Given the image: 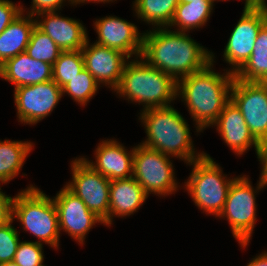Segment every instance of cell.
Listing matches in <instances>:
<instances>
[{"label": "cell", "instance_id": "cell-23", "mask_svg": "<svg viewBox=\"0 0 267 266\" xmlns=\"http://www.w3.org/2000/svg\"><path fill=\"white\" fill-rule=\"evenodd\" d=\"M33 145L30 141L0 140V185L9 183L20 174Z\"/></svg>", "mask_w": 267, "mask_h": 266}, {"label": "cell", "instance_id": "cell-1", "mask_svg": "<svg viewBox=\"0 0 267 266\" xmlns=\"http://www.w3.org/2000/svg\"><path fill=\"white\" fill-rule=\"evenodd\" d=\"M173 30L158 27L145 31L140 57L178 82L212 62V52L192 39L188 32Z\"/></svg>", "mask_w": 267, "mask_h": 266}, {"label": "cell", "instance_id": "cell-17", "mask_svg": "<svg viewBox=\"0 0 267 266\" xmlns=\"http://www.w3.org/2000/svg\"><path fill=\"white\" fill-rule=\"evenodd\" d=\"M116 140H101L94 151V162L82 157L86 163L110 181L133 176L134 147L127 151L126 147Z\"/></svg>", "mask_w": 267, "mask_h": 266}, {"label": "cell", "instance_id": "cell-26", "mask_svg": "<svg viewBox=\"0 0 267 266\" xmlns=\"http://www.w3.org/2000/svg\"><path fill=\"white\" fill-rule=\"evenodd\" d=\"M84 68L81 50L62 51L53 64L52 80L62 88Z\"/></svg>", "mask_w": 267, "mask_h": 266}, {"label": "cell", "instance_id": "cell-22", "mask_svg": "<svg viewBox=\"0 0 267 266\" xmlns=\"http://www.w3.org/2000/svg\"><path fill=\"white\" fill-rule=\"evenodd\" d=\"M214 4L212 0H189L186 4L179 3L168 28L176 27L175 31L188 33L190 30L202 28L210 19Z\"/></svg>", "mask_w": 267, "mask_h": 266}, {"label": "cell", "instance_id": "cell-38", "mask_svg": "<svg viewBox=\"0 0 267 266\" xmlns=\"http://www.w3.org/2000/svg\"><path fill=\"white\" fill-rule=\"evenodd\" d=\"M0 266H20L15 261L5 262L0 264Z\"/></svg>", "mask_w": 267, "mask_h": 266}, {"label": "cell", "instance_id": "cell-30", "mask_svg": "<svg viewBox=\"0 0 267 266\" xmlns=\"http://www.w3.org/2000/svg\"><path fill=\"white\" fill-rule=\"evenodd\" d=\"M12 223L13 220L0 226V264L14 260L18 245L21 242L19 233Z\"/></svg>", "mask_w": 267, "mask_h": 266}, {"label": "cell", "instance_id": "cell-7", "mask_svg": "<svg viewBox=\"0 0 267 266\" xmlns=\"http://www.w3.org/2000/svg\"><path fill=\"white\" fill-rule=\"evenodd\" d=\"M267 186V179L260 175L256 188L247 175L237 176L230 185L226 202L219 218L226 219L233 237L241 248H246L252 238L257 221L256 194Z\"/></svg>", "mask_w": 267, "mask_h": 266}, {"label": "cell", "instance_id": "cell-40", "mask_svg": "<svg viewBox=\"0 0 267 266\" xmlns=\"http://www.w3.org/2000/svg\"><path fill=\"white\" fill-rule=\"evenodd\" d=\"M213 2H219V1H229V0H212Z\"/></svg>", "mask_w": 267, "mask_h": 266}, {"label": "cell", "instance_id": "cell-11", "mask_svg": "<svg viewBox=\"0 0 267 266\" xmlns=\"http://www.w3.org/2000/svg\"><path fill=\"white\" fill-rule=\"evenodd\" d=\"M230 99L242 113L255 139L267 137V82H247L234 79Z\"/></svg>", "mask_w": 267, "mask_h": 266}, {"label": "cell", "instance_id": "cell-16", "mask_svg": "<svg viewBox=\"0 0 267 266\" xmlns=\"http://www.w3.org/2000/svg\"><path fill=\"white\" fill-rule=\"evenodd\" d=\"M35 20L36 26L62 51L82 50L88 39L87 29L80 20L61 16L57 11L39 13Z\"/></svg>", "mask_w": 267, "mask_h": 266}, {"label": "cell", "instance_id": "cell-25", "mask_svg": "<svg viewBox=\"0 0 267 266\" xmlns=\"http://www.w3.org/2000/svg\"><path fill=\"white\" fill-rule=\"evenodd\" d=\"M179 0H135V16L152 28L168 27L173 19Z\"/></svg>", "mask_w": 267, "mask_h": 266}, {"label": "cell", "instance_id": "cell-20", "mask_svg": "<svg viewBox=\"0 0 267 266\" xmlns=\"http://www.w3.org/2000/svg\"><path fill=\"white\" fill-rule=\"evenodd\" d=\"M149 195L133 178L117 179L110 182L109 189V226L114 217H127L142 207Z\"/></svg>", "mask_w": 267, "mask_h": 266}, {"label": "cell", "instance_id": "cell-36", "mask_svg": "<svg viewBox=\"0 0 267 266\" xmlns=\"http://www.w3.org/2000/svg\"><path fill=\"white\" fill-rule=\"evenodd\" d=\"M266 0H245L244 7L256 6V7H267Z\"/></svg>", "mask_w": 267, "mask_h": 266}, {"label": "cell", "instance_id": "cell-5", "mask_svg": "<svg viewBox=\"0 0 267 266\" xmlns=\"http://www.w3.org/2000/svg\"><path fill=\"white\" fill-rule=\"evenodd\" d=\"M13 221L20 222L24 231L38 238V243L59 249L60 229L53 199L30 184L15 195Z\"/></svg>", "mask_w": 267, "mask_h": 266}, {"label": "cell", "instance_id": "cell-15", "mask_svg": "<svg viewBox=\"0 0 267 266\" xmlns=\"http://www.w3.org/2000/svg\"><path fill=\"white\" fill-rule=\"evenodd\" d=\"M93 26L98 35L94 43L121 51L130 59L141 56L144 32L140 33L134 23L110 15L96 19Z\"/></svg>", "mask_w": 267, "mask_h": 266}, {"label": "cell", "instance_id": "cell-32", "mask_svg": "<svg viewBox=\"0 0 267 266\" xmlns=\"http://www.w3.org/2000/svg\"><path fill=\"white\" fill-rule=\"evenodd\" d=\"M21 13V5H17L11 0H0V34Z\"/></svg>", "mask_w": 267, "mask_h": 266}, {"label": "cell", "instance_id": "cell-12", "mask_svg": "<svg viewBox=\"0 0 267 266\" xmlns=\"http://www.w3.org/2000/svg\"><path fill=\"white\" fill-rule=\"evenodd\" d=\"M62 88L53 80L14 89L18 122L35 125L51 115L62 98Z\"/></svg>", "mask_w": 267, "mask_h": 266}, {"label": "cell", "instance_id": "cell-10", "mask_svg": "<svg viewBox=\"0 0 267 266\" xmlns=\"http://www.w3.org/2000/svg\"><path fill=\"white\" fill-rule=\"evenodd\" d=\"M243 13L231 32L223 58L236 73L249 59L261 26L267 21V7H243Z\"/></svg>", "mask_w": 267, "mask_h": 266}, {"label": "cell", "instance_id": "cell-2", "mask_svg": "<svg viewBox=\"0 0 267 266\" xmlns=\"http://www.w3.org/2000/svg\"><path fill=\"white\" fill-rule=\"evenodd\" d=\"M214 59L212 52V62L177 82V98H181L188 108L197 133L206 130L219 117L230 100L231 86L235 79L234 73L228 69H224L223 74L215 72Z\"/></svg>", "mask_w": 267, "mask_h": 266}, {"label": "cell", "instance_id": "cell-9", "mask_svg": "<svg viewBox=\"0 0 267 266\" xmlns=\"http://www.w3.org/2000/svg\"><path fill=\"white\" fill-rule=\"evenodd\" d=\"M72 181L66 187L109 227L110 180L93 169L81 157L71 161Z\"/></svg>", "mask_w": 267, "mask_h": 266}, {"label": "cell", "instance_id": "cell-13", "mask_svg": "<svg viewBox=\"0 0 267 266\" xmlns=\"http://www.w3.org/2000/svg\"><path fill=\"white\" fill-rule=\"evenodd\" d=\"M56 206L60 231L68 233L80 246L95 224L104 222L91 212L83 201L66 186L52 197Z\"/></svg>", "mask_w": 267, "mask_h": 266}, {"label": "cell", "instance_id": "cell-37", "mask_svg": "<svg viewBox=\"0 0 267 266\" xmlns=\"http://www.w3.org/2000/svg\"><path fill=\"white\" fill-rule=\"evenodd\" d=\"M74 1V5L77 6V4H81V3H90V2H94V3H110L113 1H117V0H73Z\"/></svg>", "mask_w": 267, "mask_h": 266}, {"label": "cell", "instance_id": "cell-34", "mask_svg": "<svg viewBox=\"0 0 267 266\" xmlns=\"http://www.w3.org/2000/svg\"><path fill=\"white\" fill-rule=\"evenodd\" d=\"M257 158L262 166L260 175L267 179V137L259 143V153Z\"/></svg>", "mask_w": 267, "mask_h": 266}, {"label": "cell", "instance_id": "cell-6", "mask_svg": "<svg viewBox=\"0 0 267 266\" xmlns=\"http://www.w3.org/2000/svg\"><path fill=\"white\" fill-rule=\"evenodd\" d=\"M188 165H192V172L184 182L183 189L187 190L195 206L203 213L218 217L236 177H227L221 166L207 153Z\"/></svg>", "mask_w": 267, "mask_h": 266}, {"label": "cell", "instance_id": "cell-14", "mask_svg": "<svg viewBox=\"0 0 267 266\" xmlns=\"http://www.w3.org/2000/svg\"><path fill=\"white\" fill-rule=\"evenodd\" d=\"M86 40L81 52L84 59V67L100 85L114 91L121 80L123 69L130 58L116 49L90 43Z\"/></svg>", "mask_w": 267, "mask_h": 266}, {"label": "cell", "instance_id": "cell-24", "mask_svg": "<svg viewBox=\"0 0 267 266\" xmlns=\"http://www.w3.org/2000/svg\"><path fill=\"white\" fill-rule=\"evenodd\" d=\"M234 76L247 82H267V21L258 32L251 56Z\"/></svg>", "mask_w": 267, "mask_h": 266}, {"label": "cell", "instance_id": "cell-39", "mask_svg": "<svg viewBox=\"0 0 267 266\" xmlns=\"http://www.w3.org/2000/svg\"><path fill=\"white\" fill-rule=\"evenodd\" d=\"M179 3H189V0H179Z\"/></svg>", "mask_w": 267, "mask_h": 266}, {"label": "cell", "instance_id": "cell-33", "mask_svg": "<svg viewBox=\"0 0 267 266\" xmlns=\"http://www.w3.org/2000/svg\"><path fill=\"white\" fill-rule=\"evenodd\" d=\"M0 187V226L6 225L13 219V203L14 197L6 195L5 192L1 191Z\"/></svg>", "mask_w": 267, "mask_h": 266}, {"label": "cell", "instance_id": "cell-35", "mask_svg": "<svg viewBox=\"0 0 267 266\" xmlns=\"http://www.w3.org/2000/svg\"><path fill=\"white\" fill-rule=\"evenodd\" d=\"M247 266H267V252L263 251L247 263Z\"/></svg>", "mask_w": 267, "mask_h": 266}, {"label": "cell", "instance_id": "cell-27", "mask_svg": "<svg viewBox=\"0 0 267 266\" xmlns=\"http://www.w3.org/2000/svg\"><path fill=\"white\" fill-rule=\"evenodd\" d=\"M61 52L62 50L56 43L35 25L25 53L35 60L44 61L53 65Z\"/></svg>", "mask_w": 267, "mask_h": 266}, {"label": "cell", "instance_id": "cell-28", "mask_svg": "<svg viewBox=\"0 0 267 266\" xmlns=\"http://www.w3.org/2000/svg\"><path fill=\"white\" fill-rule=\"evenodd\" d=\"M100 86L84 68L78 75L72 78L62 87V95L68 94L76 103L86 106L88 102L96 95Z\"/></svg>", "mask_w": 267, "mask_h": 266}, {"label": "cell", "instance_id": "cell-29", "mask_svg": "<svg viewBox=\"0 0 267 266\" xmlns=\"http://www.w3.org/2000/svg\"><path fill=\"white\" fill-rule=\"evenodd\" d=\"M13 261L20 266H42L44 263L43 244L37 241H21Z\"/></svg>", "mask_w": 267, "mask_h": 266}, {"label": "cell", "instance_id": "cell-8", "mask_svg": "<svg viewBox=\"0 0 267 266\" xmlns=\"http://www.w3.org/2000/svg\"><path fill=\"white\" fill-rule=\"evenodd\" d=\"M170 156L142 144L134 146L133 178L144 191L159 197H166L178 191L175 168Z\"/></svg>", "mask_w": 267, "mask_h": 266}, {"label": "cell", "instance_id": "cell-21", "mask_svg": "<svg viewBox=\"0 0 267 266\" xmlns=\"http://www.w3.org/2000/svg\"><path fill=\"white\" fill-rule=\"evenodd\" d=\"M35 25L34 16L21 13L0 34V66L8 59L25 52Z\"/></svg>", "mask_w": 267, "mask_h": 266}, {"label": "cell", "instance_id": "cell-31", "mask_svg": "<svg viewBox=\"0 0 267 266\" xmlns=\"http://www.w3.org/2000/svg\"><path fill=\"white\" fill-rule=\"evenodd\" d=\"M68 2L72 6H74L73 0H32L31 9L28 11L27 8H24V6L21 4V11L24 14H28L31 16H34L42 13V12H52V11H60L63 6H65V2ZM26 11V12H25Z\"/></svg>", "mask_w": 267, "mask_h": 266}, {"label": "cell", "instance_id": "cell-19", "mask_svg": "<svg viewBox=\"0 0 267 266\" xmlns=\"http://www.w3.org/2000/svg\"><path fill=\"white\" fill-rule=\"evenodd\" d=\"M53 65L35 60L25 52L8 59L0 66V77L14 85H35L52 80Z\"/></svg>", "mask_w": 267, "mask_h": 266}, {"label": "cell", "instance_id": "cell-4", "mask_svg": "<svg viewBox=\"0 0 267 266\" xmlns=\"http://www.w3.org/2000/svg\"><path fill=\"white\" fill-rule=\"evenodd\" d=\"M114 92L130 103L141 104L143 111L173 103L177 99V82L168 74L151 67L141 57H136L127 61Z\"/></svg>", "mask_w": 267, "mask_h": 266}, {"label": "cell", "instance_id": "cell-3", "mask_svg": "<svg viewBox=\"0 0 267 266\" xmlns=\"http://www.w3.org/2000/svg\"><path fill=\"white\" fill-rule=\"evenodd\" d=\"M139 120L147 135L140 144L171 158H179L186 164L205 155L204 151H195L189 125L172 104L143 110Z\"/></svg>", "mask_w": 267, "mask_h": 266}, {"label": "cell", "instance_id": "cell-18", "mask_svg": "<svg viewBox=\"0 0 267 266\" xmlns=\"http://www.w3.org/2000/svg\"><path fill=\"white\" fill-rule=\"evenodd\" d=\"M213 126H217L216 131L235 155L241 156L251 147H254L256 156L258 155L259 142L251 134L242 113L231 99L211 125Z\"/></svg>", "mask_w": 267, "mask_h": 266}]
</instances>
